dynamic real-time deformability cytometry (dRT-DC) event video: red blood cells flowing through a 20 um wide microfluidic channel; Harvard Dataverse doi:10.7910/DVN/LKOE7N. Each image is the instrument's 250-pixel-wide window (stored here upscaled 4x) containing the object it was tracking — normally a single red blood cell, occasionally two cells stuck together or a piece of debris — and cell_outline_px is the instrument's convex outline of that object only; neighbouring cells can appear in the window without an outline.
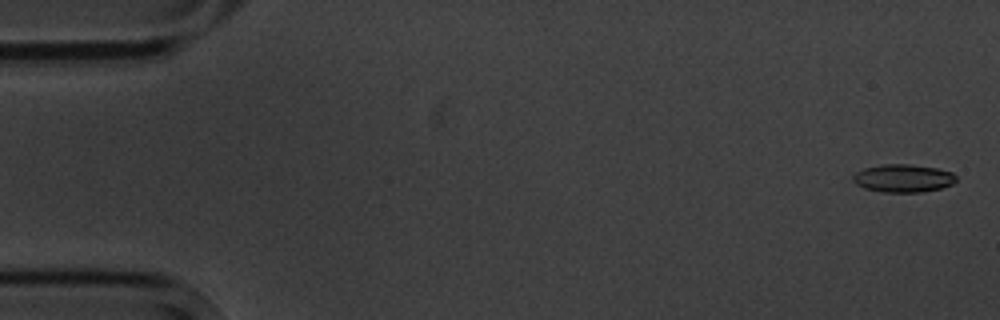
{"species": "common noctule bat (a hibernating species)", "species_latin": "Nyctalus noctula", "temperature_condition": "cold", "stored_images_in_passage": 5, "camera_frame_rate_fps": 3000, "um_per_image_px": 0.085, "animal": {"sex": "male", "body_mass_g": 20.1, "forearm_length_mm": 53.5}, "frame": {"image": 1, "passage_image": 1, "time_ms": 0.0, "image_size_px": [1000, 320], "cell_outline_px": [[956, 180], [952, 184], [940, 188], [920, 192], [884, 192], [864, 188], [856, 184], [852, 180], [852, 176], [856, 172], [864, 168], [884, 164], [908, 164], [936, 168], [952, 172], [956, 176]], "centroid_in_image_um": [76.75, 15.15], "position_along_channel_um": 8.3, "area_um2": 16.7}}
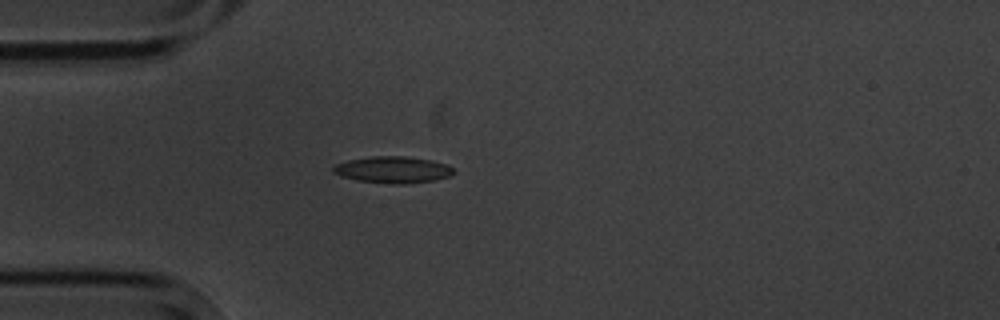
{"frame": {"image": 2, "passage_image": 5, "time_ms": 4.667, "image_size_px": [1000, 320], "cell_outline_px": [[456, 172], [452, 176], [432, 180], [408, 184], [392, 184], [356, 180], [340, 176], [332, 172], [332, 168], [336, 164], [348, 160], [372, 156], [404, 156], [432, 160], [448, 164]], "centroid_in_image_um": [33.41, 14.43], "position_along_channel_um": 51.6, "area_um2": 18.84}}